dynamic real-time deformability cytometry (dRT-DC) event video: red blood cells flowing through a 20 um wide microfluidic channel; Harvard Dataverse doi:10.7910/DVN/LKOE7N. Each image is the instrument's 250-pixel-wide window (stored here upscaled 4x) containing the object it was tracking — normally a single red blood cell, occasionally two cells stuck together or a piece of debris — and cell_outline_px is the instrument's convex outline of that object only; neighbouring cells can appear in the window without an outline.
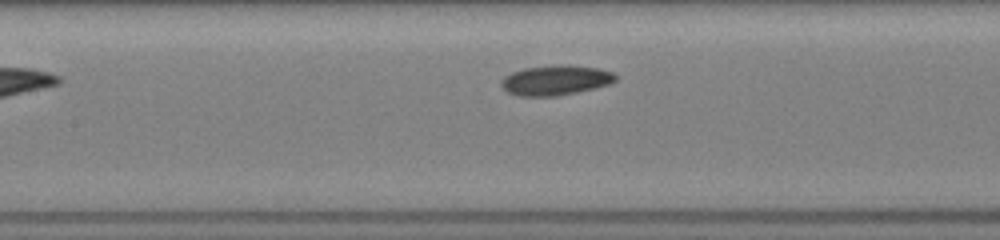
{"species": "common noctule bat (a hibernating species)", "species_latin": "Nyctalus noctula", "temperature_condition": "room temperature", "stored_images_in_passage": 6, "camera_frame_rate_fps": 3000, "um_per_image_px": 0.085, "animal": {"sex": "female", "body_mass_g": 19.5, "forearm_length_mm": 54.1}, "frame": {"image": 1, "passage_image": 6, "time_ms": 4.0, "image_size_px": [1000, 240], "cell_outline_px": [[616, 80], [608, 84], [596, 88], [556, 96], [520, 96], [508, 92], [500, 84], [500, 80], [504, 76], [512, 72], [524, 68], [556, 64], [568, 64], [600, 68], [612, 72], [616, 76]], "centroid_in_image_um": [47.22, 6.8], "position_along_channel_um": 160.2, "area_um2": 20.11}}